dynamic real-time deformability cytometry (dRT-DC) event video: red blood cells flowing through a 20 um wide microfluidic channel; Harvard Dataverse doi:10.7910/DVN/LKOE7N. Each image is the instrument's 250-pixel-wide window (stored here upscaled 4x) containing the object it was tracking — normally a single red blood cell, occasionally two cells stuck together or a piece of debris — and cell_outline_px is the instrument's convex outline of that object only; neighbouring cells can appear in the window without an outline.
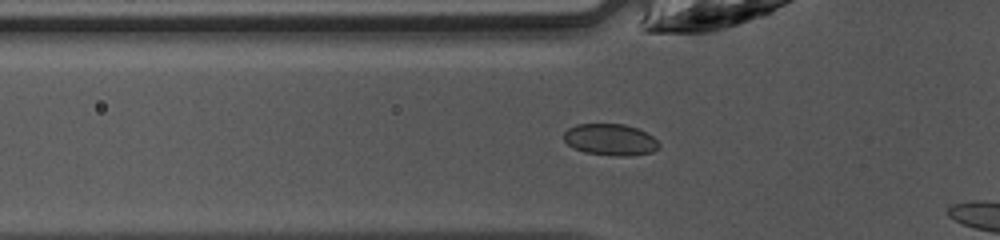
{"species": "common noctule bat (a hibernating species)", "species_latin": "Nyctalus noctula", "temperature_condition": "warm", "stored_images_in_passage": 18, "camera_frame_rate_fps": 3000, "um_per_image_px": 0.085, "animal": {"sex": "female", "body_mass_g": 10.0, "forearm_length_mm": 53.1}, "frame": {"image": 1, "passage_image": 16, "time_ms": 5.0, "image_size_px": [1000, 240], "cell_outline_px": [[660, 148], [652, 152], [628, 156], [616, 156], [584, 152], [568, 144], [564, 140], [564, 132], [568, 128], [576, 124], [624, 124], [636, 128], [652, 136], [660, 144]], "centroid_in_image_um": [51.88, 11.87], "position_along_channel_um": 73.9, "area_um2": 17.4}}